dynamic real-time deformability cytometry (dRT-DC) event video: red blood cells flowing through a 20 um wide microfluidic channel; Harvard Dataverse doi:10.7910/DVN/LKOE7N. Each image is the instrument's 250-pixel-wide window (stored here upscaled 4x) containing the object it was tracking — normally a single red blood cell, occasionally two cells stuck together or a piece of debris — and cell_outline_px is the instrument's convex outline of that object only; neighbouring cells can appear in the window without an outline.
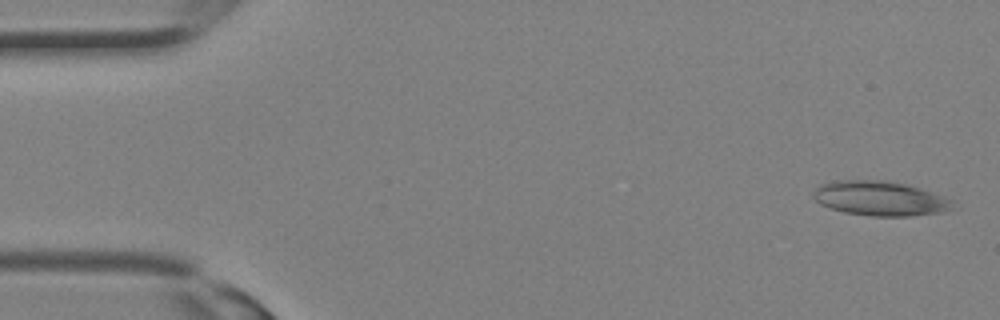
{"species": "Egyptian fruit bat (a non-hibernating species)", "species_latin": "Rousettus aegyptiacus", "temperature_condition": "room temperature", "stored_images_in_passage": 15, "camera_frame_rate_fps": 3000, "um_per_image_px": 0.085, "animal": {"sex": "female"}, "frame": {"image": 1, "passage_image": 1, "time_ms": 0.0, "image_size_px": [1000, 320], "cell_outline_px": [[960, 208], [944, 212], [912, 216], [872, 216], [844, 212], [828, 208], [820, 204], [812, 196], [812, 192], [820, 184], [836, 180], [888, 180], [908, 184], [944, 196], [952, 200]], "centroid_in_image_um": [74.86, 16.87], "position_along_channel_um": 10.1, "area_um2": 28.73}}
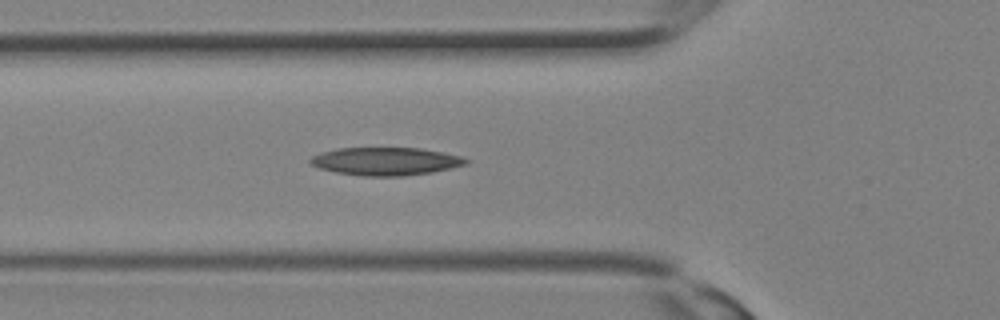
{"frame": {"image": 2, "passage_image": 11, "time_ms": 3.333, "image_size_px": [1000, 320], "cell_outline_px": [[468, 164], [432, 172], [400, 176], [364, 176], [336, 172], [320, 168], [312, 164], [308, 160], [312, 156], [320, 152], [336, 148], [420, 148], [444, 152], [460, 156], [468, 160]], "centroid_in_image_um": [32.77, 13.7], "position_along_channel_um": 93.0, "area_um2": 25.26}}
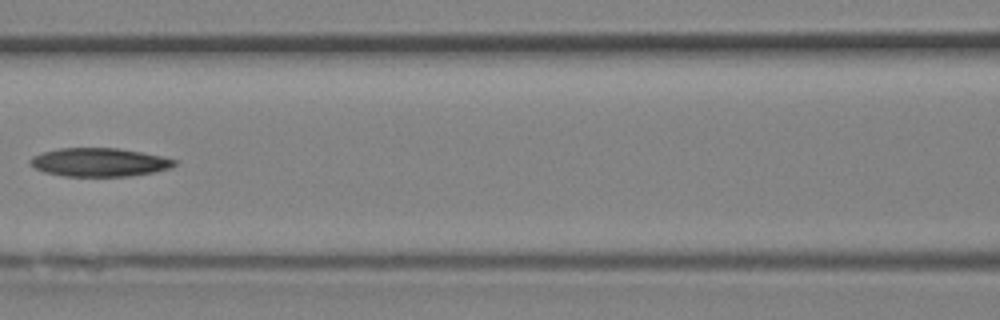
{"frame": {"image": 3, "passage_image": 14, "time_ms": 4.333, "image_size_px": [1000, 320], "cell_outline_px": [[176, 164], [168, 168], [152, 172], [128, 176], [64, 176], [44, 172], [36, 168], [28, 160], [32, 156], [44, 152], [60, 148], [116, 148], [140, 152], [160, 156], [176, 160]], "centroid_in_image_um": [8.4, 13.79], "position_along_channel_um": 158.2, "area_um2": 23.58}}